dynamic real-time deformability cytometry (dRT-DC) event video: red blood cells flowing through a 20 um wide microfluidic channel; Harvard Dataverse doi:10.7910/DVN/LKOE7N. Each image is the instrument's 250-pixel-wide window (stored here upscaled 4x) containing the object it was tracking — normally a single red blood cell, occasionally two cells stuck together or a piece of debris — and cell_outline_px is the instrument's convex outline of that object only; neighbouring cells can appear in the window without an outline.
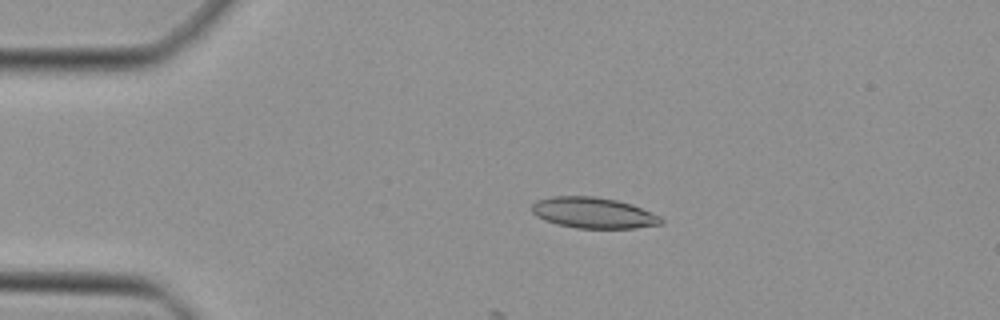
{"species": "Egyptian fruit bat (a non-hibernating species)", "species_latin": "Rousettus aegyptiacus", "temperature_condition": "cold", "stored_images_in_passage": 13, "camera_frame_rate_fps": 3000, "um_per_image_px": 0.085, "animal": {"sex": "female"}, "frame": {"image": 1, "passage_image": 10, "time_ms": 3.0, "image_size_px": [1000, 320], "cell_outline_px": [[664, 220], [660, 224], [636, 228], [576, 228], [556, 224], [544, 220], [536, 216], [532, 212], [532, 204], [536, 200], [552, 196], [596, 196], [616, 200], [632, 204], [660, 216]], "centroid_in_image_um": [50.41, 18.09], "position_along_channel_um": 34.6, "area_um2": 23.35}}